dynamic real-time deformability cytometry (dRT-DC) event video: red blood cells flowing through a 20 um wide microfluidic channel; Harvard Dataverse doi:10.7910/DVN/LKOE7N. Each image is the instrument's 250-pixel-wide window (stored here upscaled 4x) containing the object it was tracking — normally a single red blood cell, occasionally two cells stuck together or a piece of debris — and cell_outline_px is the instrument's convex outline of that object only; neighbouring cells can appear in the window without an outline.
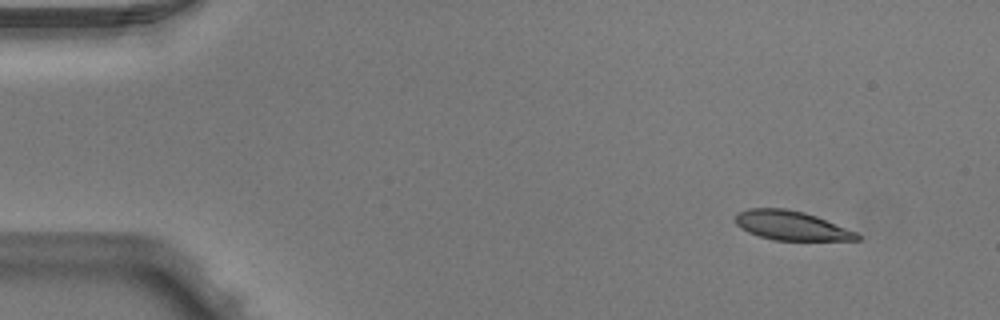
{"species": "Egyptian fruit bat (a non-hibernating species)", "species_latin": "Rousettus aegyptiacus", "temperature_condition": "warm", "stored_images_in_passage": 4, "segment_of_instrument_passage": [2, 2], "camera_frame_rate_fps": 3000, "um_per_image_px": 0.085, "animal": {"sex": "male"}, "frame": {"image": 1, "passage_image": 4, "time_ms": 1.0, "image_size_px": [1000, 320], "cell_outline_px": [[860, 240], [772, 240], [748, 232], [740, 228], [732, 220], [736, 212], [748, 208], [788, 208], [804, 212], [816, 216], [856, 232], [860, 236]], "centroid_in_image_um": [67.18, 19.16], "position_along_channel_um": 17.8, "area_um2": 20.87}}